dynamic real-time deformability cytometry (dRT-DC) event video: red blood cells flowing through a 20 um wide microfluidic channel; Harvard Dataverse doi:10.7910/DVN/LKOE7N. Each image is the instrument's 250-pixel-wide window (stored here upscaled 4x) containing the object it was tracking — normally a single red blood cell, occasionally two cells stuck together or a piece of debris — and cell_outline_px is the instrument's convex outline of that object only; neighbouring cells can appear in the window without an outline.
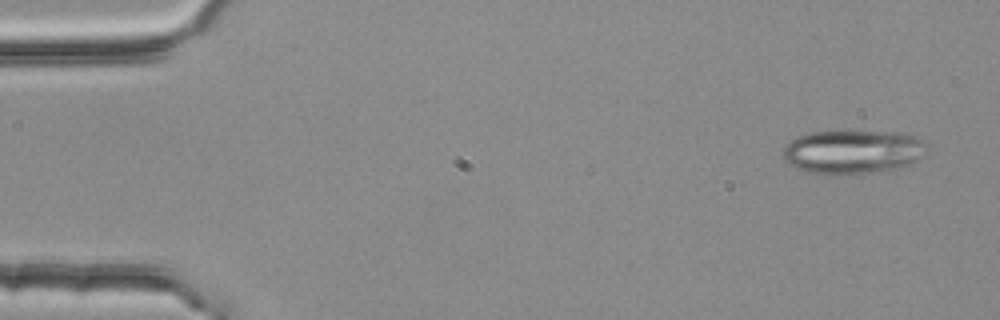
{"species": "common noctule bat (a hibernating species)", "species_latin": "Nyctalus noctula", "temperature_condition": "room temperature", "stored_images_in_passage": 4, "camera_frame_rate_fps": 3000, "um_per_image_px": 0.085, "animal": {"sex": "female", "body_mass_g": 25.1}, "frame": {"image": 1, "passage_image": 1, "time_ms": 0.0, "image_size_px": [1000, 320], "cell_outline_px": [[924, 156], [908, 164], [892, 168], [836, 176], [824, 176], [808, 172], [796, 168], [784, 156], [784, 148], [796, 136], [812, 132], [896, 132], [912, 136], [920, 140]], "centroid_in_image_um": [72.39, 12.92], "position_along_channel_um": 12.6, "area_um2": 35.78}}